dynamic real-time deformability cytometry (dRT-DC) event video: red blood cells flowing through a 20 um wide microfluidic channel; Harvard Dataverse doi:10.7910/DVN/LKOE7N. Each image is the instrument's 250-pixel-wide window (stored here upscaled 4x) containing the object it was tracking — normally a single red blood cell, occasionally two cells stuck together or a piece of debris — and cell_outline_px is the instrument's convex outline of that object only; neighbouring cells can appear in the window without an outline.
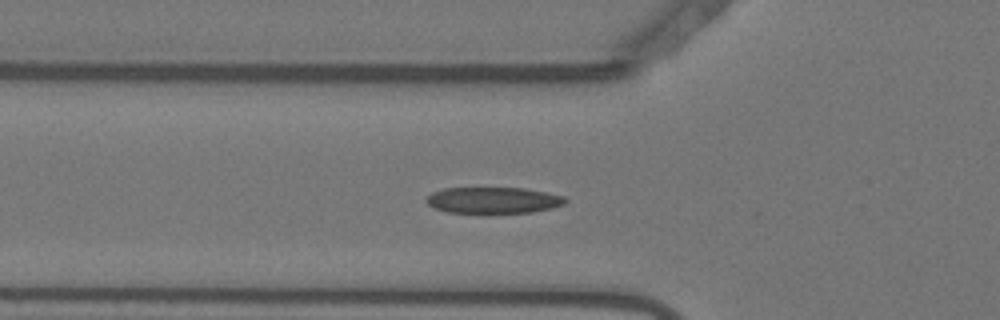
{"species": "Egyptian fruit bat (a non-hibernating species)", "species_latin": "Rousettus aegyptiacus", "temperature_condition": "warm", "stored_images_in_passage": 56, "segment_of_instrument_passage": [1, 2], "camera_frame_rate_fps": 3000, "um_per_image_px": 0.085, "animal": {"sex": "female"}, "frame": {"image": 1, "passage_image": 19, "time_ms": 6.0, "image_size_px": [1000, 320], "cell_outline_px": [[568, 200], [564, 204], [552, 208], [532, 212], [448, 212], [432, 208], [424, 200], [432, 192], [444, 188], [524, 188], [564, 196]], "centroid_in_image_um": [41.91, 17.01], "position_along_channel_um": 83.9, "area_um2": 21.1}}
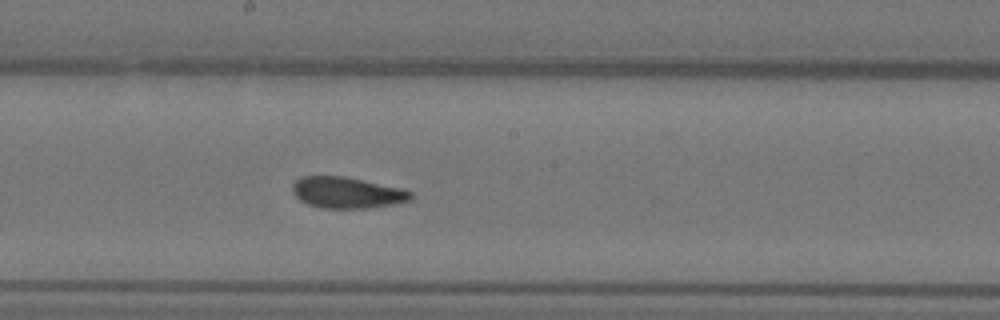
{"frame": {"image": 2, "passage_image": 30, "time_ms": 9.667, "image_size_px": [1000, 320], "cell_outline_px": [[412, 200], [392, 204], [368, 208], [320, 208], [308, 204], [300, 200], [292, 192], [292, 184], [300, 176], [344, 176], [404, 188], [412, 192]], "centroid_in_image_um": [29.5, 16.37], "position_along_channel_um": 218.7, "area_um2": 21.68}}
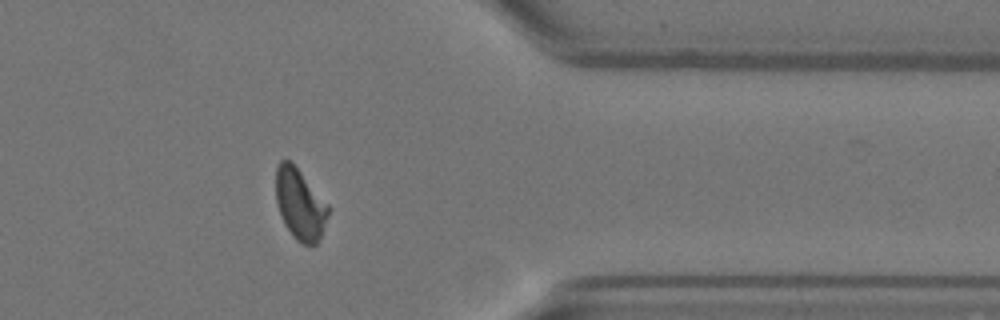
{"frame": {"image": 3, "passage_image": 45, "time_ms": 14.667, "image_size_px": [1000, 320], "cell_outline_px": [[328, 216], [320, 236], [316, 244], [300, 244], [292, 236], [284, 224], [276, 200], [276, 168], [280, 160], [288, 160], [296, 168], [328, 204]], "centroid_in_image_um": [25.48, 17.39], "position_along_channel_um": 385.9, "area_um2": 21.15}}